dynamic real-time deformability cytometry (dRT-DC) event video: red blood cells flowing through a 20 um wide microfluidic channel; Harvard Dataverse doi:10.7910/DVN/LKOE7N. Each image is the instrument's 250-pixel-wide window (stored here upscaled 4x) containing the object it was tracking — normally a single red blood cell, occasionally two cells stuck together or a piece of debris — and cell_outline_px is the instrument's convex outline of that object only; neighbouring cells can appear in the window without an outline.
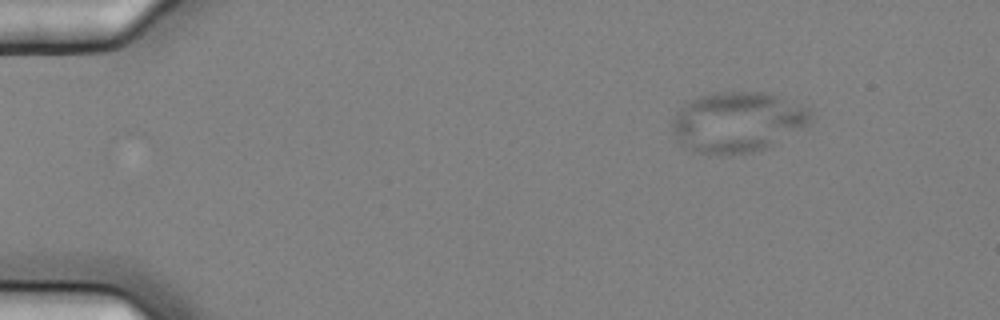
{"species": "common noctule bat (a hibernating species)", "species_latin": "Nyctalus noctula", "temperature_condition": "cold", "stored_images_in_passage": 5, "camera_frame_rate_fps": 3000, "um_per_image_px": 0.085, "animal": {"sex": "female", "body_mass_g": 25.1}, "frame": {"image": 1, "passage_image": 1, "time_ms": 0.0, "image_size_px": [1000, 320], "cell_outline_px": [[812, 120], [808, 124], [772, 148], [752, 152], [728, 156], [720, 156], [700, 152], [684, 148], [672, 132], [672, 120], [676, 112], [696, 96], [716, 92], [760, 92], [776, 96], [808, 108], [812, 112]], "centroid_in_image_um": [62.68, 10.41], "position_along_channel_um": 22.3, "area_um2": 49.19}}